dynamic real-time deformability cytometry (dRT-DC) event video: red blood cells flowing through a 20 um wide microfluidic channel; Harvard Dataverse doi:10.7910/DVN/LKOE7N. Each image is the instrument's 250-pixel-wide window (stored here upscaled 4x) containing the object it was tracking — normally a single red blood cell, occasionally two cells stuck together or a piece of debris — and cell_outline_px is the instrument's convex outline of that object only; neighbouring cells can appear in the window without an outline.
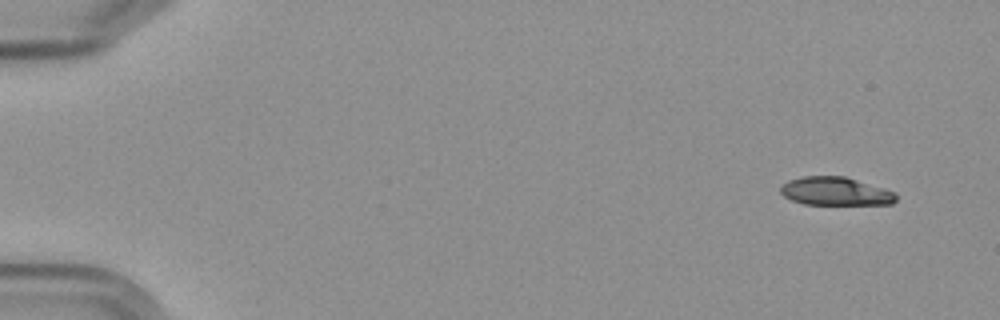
{"species": "Egyptian fruit bat (a non-hibernating species)", "species_latin": "Rousettus aegyptiacus", "temperature_condition": "cold", "stored_images_in_passage": 6, "segment_of_instrument_passage": [1, 2], "camera_frame_rate_fps": 3000, "um_per_image_px": 0.085, "frame": {"image": 1, "passage_image": 1, "time_ms": 0.0, "image_size_px": [1000, 320], "cell_outline_px": [[896, 200], [892, 204], [804, 204], [792, 200], [784, 196], [780, 192], [780, 188], [788, 180], [804, 176], [844, 176], [884, 188], [896, 192]], "centroid_in_image_um": [71.02, 16.26], "position_along_channel_um": 14.0, "area_um2": 18.96}}